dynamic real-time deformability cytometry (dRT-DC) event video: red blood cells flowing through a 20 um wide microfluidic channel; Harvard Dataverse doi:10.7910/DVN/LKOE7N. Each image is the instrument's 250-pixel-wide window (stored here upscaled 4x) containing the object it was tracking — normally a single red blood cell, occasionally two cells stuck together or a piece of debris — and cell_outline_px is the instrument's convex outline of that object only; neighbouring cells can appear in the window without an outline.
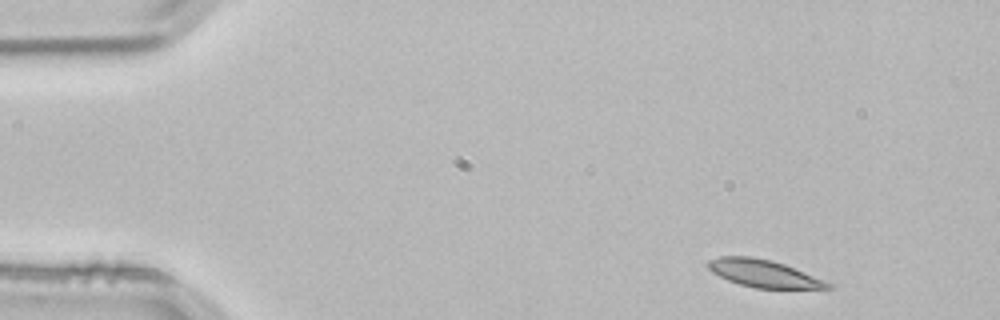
{"species": "common noctule bat (a hibernating species)", "species_latin": "Nyctalus noctula", "temperature_condition": "room temperature", "stored_images_in_passage": 48, "camera_frame_rate_fps": 3000, "um_per_image_px": 0.085, "animal": {"sex": "male", "body_mass_g": 21.5, "forearm_length_mm": 52.0}, "frame": {"image": 1, "passage_image": 1, "time_ms": 0.0, "image_size_px": [1000, 320], "cell_outline_px": [[836, 288], [756, 288], [740, 284], [728, 280], [712, 272], [708, 268], [708, 260], [720, 256], [752, 256], [772, 260], [784, 264], [836, 284]], "centroid_in_image_um": [64.96, 23.24], "position_along_channel_um": 20.0, "area_um2": 19.19}}
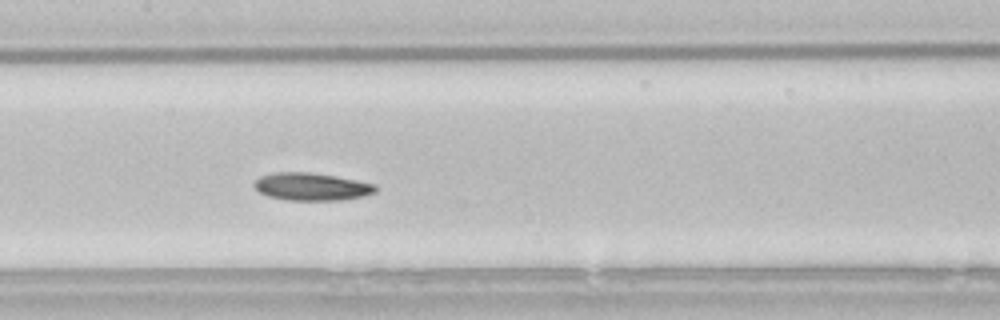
{"frame": {"image": 2, "passage_image": 21, "time_ms": 6.667, "image_size_px": [1000, 320], "cell_outline_px": [[376, 192], [364, 196], [340, 200], [288, 200], [268, 196], [260, 192], [252, 184], [260, 176], [272, 172], [308, 172], [336, 176], [376, 184]], "centroid_in_image_um": [26.48, 15.86], "position_along_channel_um": 180.9, "area_um2": 19.54}}
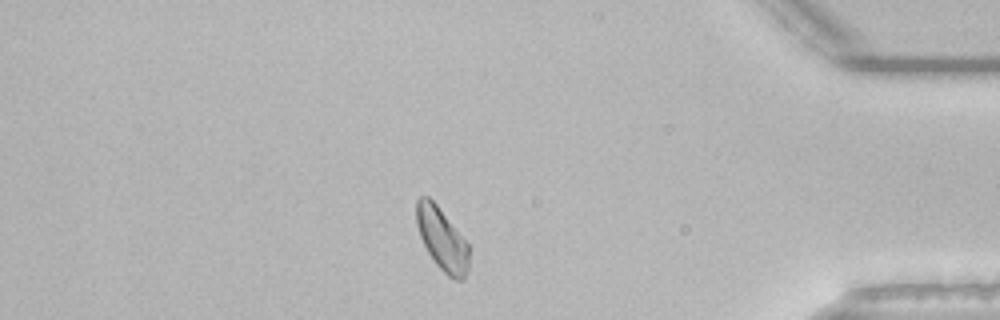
{"frame": {"image": 3, "passage_image": 41, "time_ms": 13.333, "image_size_px": [1000, 320], "cell_outline_px": [[468, 272], [464, 280], [456, 280], [448, 276], [436, 264], [428, 252], [420, 236], [416, 224], [416, 200], [420, 196], [428, 196], [436, 204], [468, 244]], "centroid_in_image_um": [37.56, 20.34], "position_along_channel_um": 397.6, "area_um2": 18.9}, "authors_computed_cell_mechanics": {"area_um2": 19.3919, "velocity_mm_per_s": 3.7959, "shape_relaxation_time_tau1_ms": 6.6456, "shape_relaxation_time_tau2_ms": 5.7286, "deformation_change_tau1": 0.1273, "deformation_change_tau2": 0.1108}}